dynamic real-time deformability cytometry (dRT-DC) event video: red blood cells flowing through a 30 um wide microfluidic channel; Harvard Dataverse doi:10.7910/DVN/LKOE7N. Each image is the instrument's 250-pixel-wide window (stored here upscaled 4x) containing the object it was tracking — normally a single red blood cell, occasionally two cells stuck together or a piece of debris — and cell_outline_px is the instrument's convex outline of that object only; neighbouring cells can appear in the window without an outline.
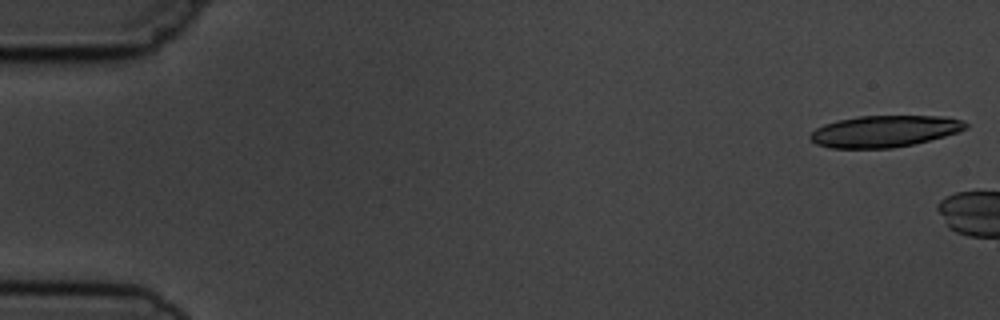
{"species": "common noctule bat (a hibernating species)", "species_latin": "Nyctalus noctula", "temperature_condition": "cold", "stored_images_in_passage": 4, "camera_frame_rate_fps": 3000, "um_per_image_px": 0.085, "animal": {"sex": "male", "body_mass_g": 19.5, "forearm_length_mm": 54.6}, "frame": {"image": 1, "passage_image": 1, "time_ms": 0.0, "image_size_px": [1000, 320], "cell_outline_px": [[968, 128], [944, 136], [912, 144], [892, 148], [832, 148], [816, 144], [808, 140], [808, 136], [816, 128], [824, 124], [836, 120], [860, 116], [944, 116], [964, 120], [968, 124]], "centroid_in_image_um": [75.15, 11.15], "position_along_channel_um": 9.8, "area_um2": 28.67}}